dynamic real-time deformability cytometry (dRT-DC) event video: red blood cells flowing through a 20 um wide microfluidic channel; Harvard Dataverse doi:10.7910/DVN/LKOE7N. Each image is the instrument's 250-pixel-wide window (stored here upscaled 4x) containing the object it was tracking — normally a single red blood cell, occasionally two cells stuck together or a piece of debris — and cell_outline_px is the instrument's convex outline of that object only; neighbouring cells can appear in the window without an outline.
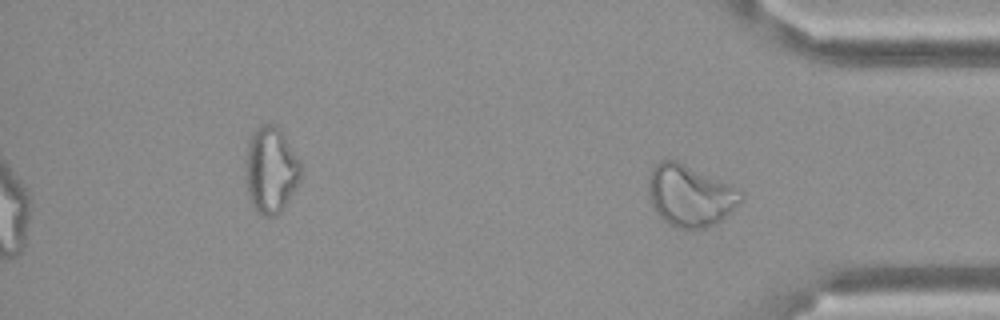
{"species": "Egyptian fruit bat (a non-hibernating species)", "species_latin": "Rousettus aegyptiacus", "temperature_condition": "cold", "stored_images_in_passage": 12, "camera_frame_rate_fps": 3000, "um_per_image_px": 0.085, "frame": {"image": 1, "passage_image": 12, "time_ms": 3.667, "image_size_px": [1000, 320], "cell_outline_px": [[744, 196], [716, 224], [704, 228], [676, 228], [664, 220], [656, 212], [648, 196], [648, 176], [656, 164], [660, 160], [680, 160], [728, 184]], "centroid_in_image_um": [58.58, 16.6], "position_along_channel_um": 376.6, "area_um2": 32.66}}